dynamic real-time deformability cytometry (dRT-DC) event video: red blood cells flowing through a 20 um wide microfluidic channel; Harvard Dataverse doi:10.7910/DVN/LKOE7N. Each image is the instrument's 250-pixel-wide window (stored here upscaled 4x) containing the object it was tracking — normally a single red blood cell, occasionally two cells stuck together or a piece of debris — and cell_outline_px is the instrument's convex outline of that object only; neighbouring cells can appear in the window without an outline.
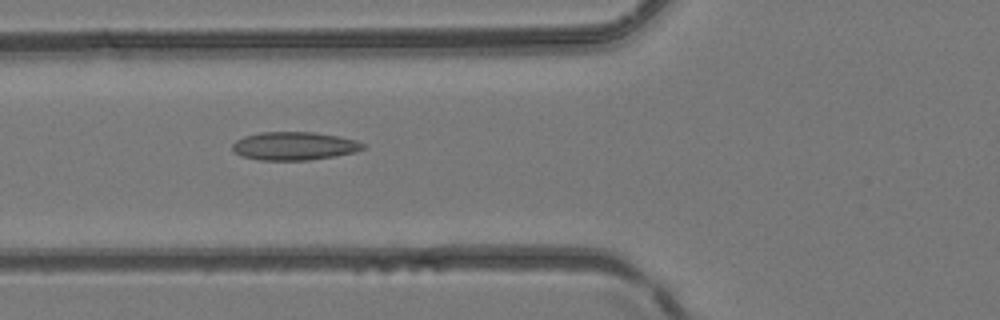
{"species": "common noctule bat (a hibernating species)", "species_latin": "Nyctalus noctula", "temperature_condition": "room temperature", "stored_images_in_passage": 5, "camera_frame_rate_fps": 3000, "um_per_image_px": 0.085, "animal": {"sex": "female", "body_mass_g": 24.6, "forearm_length_mm": 56.2}, "frame": {"image": 1, "passage_image": 4, "time_ms": 1.0, "image_size_px": [1000, 320], "cell_outline_px": [[364, 148], [356, 152], [308, 160], [260, 160], [244, 156], [236, 152], [232, 148], [232, 144], [236, 140], [244, 136], [260, 132], [316, 132], [356, 140], [364, 144]], "centroid_in_image_um": [25.0, 12.4], "position_along_channel_um": 100.8, "area_um2": 21.27}}
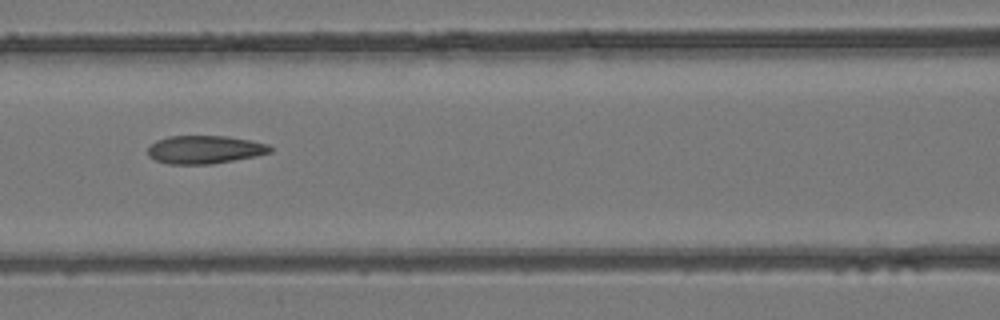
{"frame": {"image": 2, "passage_image": 5, "time_ms": 1.333, "image_size_px": [1000, 320], "cell_outline_px": [[272, 152], [256, 156], [212, 164], [168, 164], [156, 160], [148, 156], [148, 148], [156, 140], [168, 136], [228, 136], [268, 144], [272, 148]], "centroid_in_image_um": [17.4, 12.71], "position_along_channel_um": 149.2, "area_um2": 20.06}}